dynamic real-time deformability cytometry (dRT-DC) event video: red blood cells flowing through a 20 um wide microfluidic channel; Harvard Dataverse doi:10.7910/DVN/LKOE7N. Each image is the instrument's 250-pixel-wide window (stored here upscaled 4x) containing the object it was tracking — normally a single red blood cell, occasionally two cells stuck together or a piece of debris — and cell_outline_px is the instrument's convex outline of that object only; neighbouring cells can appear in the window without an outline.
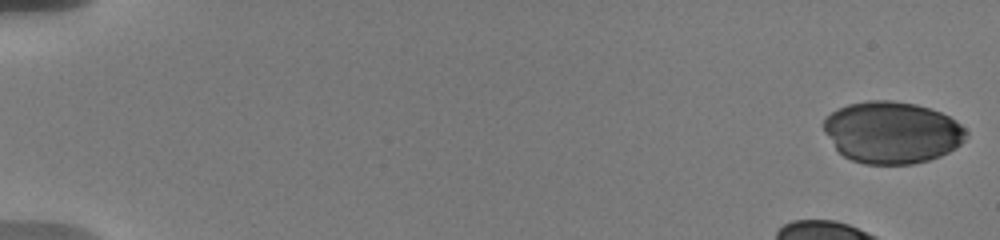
{"species": "human", "species_latin": "Homo sapiens", "temperature_condition": "warm", "stored_images_in_passage": 66, "camera_frame_rate_fps": 3000, "um_per_image_px": 0.085, "donor": {"sex": "male"}, "frame": {"image": 1, "passage_image": 1, "time_ms": 0.0, "image_size_px": [1000, 240], "cell_outline_px": [[968, 136], [956, 148], [940, 156], [928, 160], [912, 164], [864, 164], [852, 160], [844, 156], [836, 148], [824, 132], [824, 120], [836, 108], [848, 104], [868, 100], [892, 100], [916, 104], [940, 112], [956, 120], [968, 132]], "centroid_in_image_um": [75.83, 11.25], "position_along_channel_um": 9.2, "area_um2": 51.38}, "authors_computed_cell_mechanics": {"area_um2": 41.038, "velocity_mm_per_s": 3.6436, "shape_relaxation_time_tau1_ms": 3.3297, "shape_relaxation_time_tau2_ms": null, "deformation_change_tau1": 0.1347, "deformation_change_tau2": null}}